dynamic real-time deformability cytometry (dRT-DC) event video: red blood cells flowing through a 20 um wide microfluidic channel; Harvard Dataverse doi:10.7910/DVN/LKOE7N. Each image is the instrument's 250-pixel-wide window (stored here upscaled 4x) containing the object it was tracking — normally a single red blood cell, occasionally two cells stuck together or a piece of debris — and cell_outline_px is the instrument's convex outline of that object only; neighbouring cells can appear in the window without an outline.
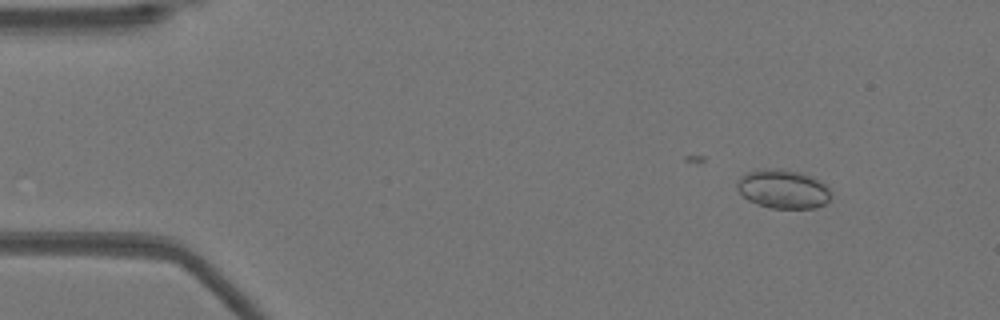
{"species": "Egyptian fruit bat (a non-hibernating species)", "species_latin": "Rousettus aegyptiacus", "temperature_condition": "warm", "stored_images_in_passage": 13, "camera_frame_rate_fps": 3000, "um_per_image_px": 0.085, "animal": {"sex": "female"}, "frame": {"image": 1, "passage_image": 1, "time_ms": 0.0, "image_size_px": [1000, 320], "cell_outline_px": [[832, 192], [828, 200], [824, 204], [816, 208], [772, 208], [756, 204], [748, 200], [736, 188], [736, 180], [740, 176], [748, 172], [764, 168], [780, 168], [800, 172], [812, 176], [820, 180]], "centroid_in_image_um": [66.54, 16.05], "position_along_channel_um": 18.5, "area_um2": 21.5}}
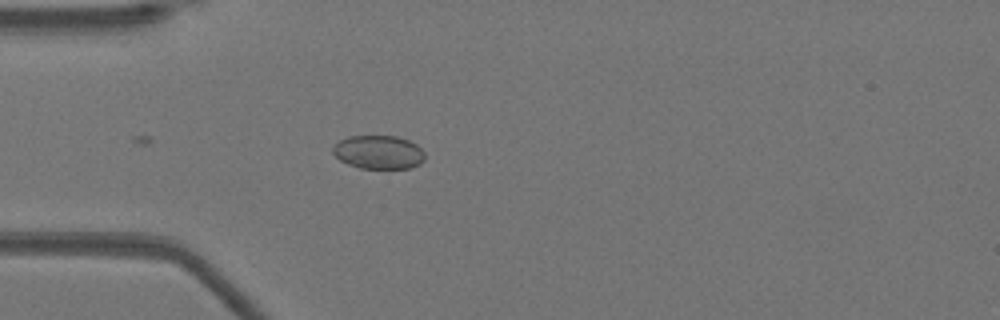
{"frame": {"image": 2, "passage_image": 10, "time_ms": 3.0, "image_size_px": [1000, 320], "cell_outline_px": [[424, 160], [420, 164], [412, 168], [360, 168], [348, 164], [340, 160], [332, 152], [332, 148], [340, 140], [348, 136], [396, 136], [408, 140], [416, 144], [424, 152]], "centroid_in_image_um": [32.18, 12.93], "position_along_channel_um": 52.8, "area_um2": 17.98}}
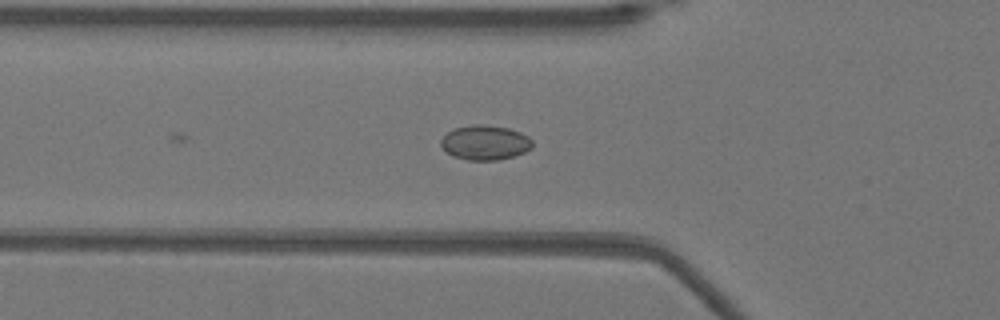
{"frame": {"image": 3, "passage_image": 13, "time_ms": 4.0, "image_size_px": [1000, 320], "cell_outline_px": [[532, 148], [524, 152], [512, 156], [496, 160], [468, 160], [452, 156], [440, 144], [440, 140], [448, 132], [456, 128], [472, 124], [484, 124], [508, 128], [520, 132], [528, 136], [532, 140]], "centroid_in_image_um": [41.23, 12.11], "position_along_channel_um": 84.6, "area_um2": 18.38}}